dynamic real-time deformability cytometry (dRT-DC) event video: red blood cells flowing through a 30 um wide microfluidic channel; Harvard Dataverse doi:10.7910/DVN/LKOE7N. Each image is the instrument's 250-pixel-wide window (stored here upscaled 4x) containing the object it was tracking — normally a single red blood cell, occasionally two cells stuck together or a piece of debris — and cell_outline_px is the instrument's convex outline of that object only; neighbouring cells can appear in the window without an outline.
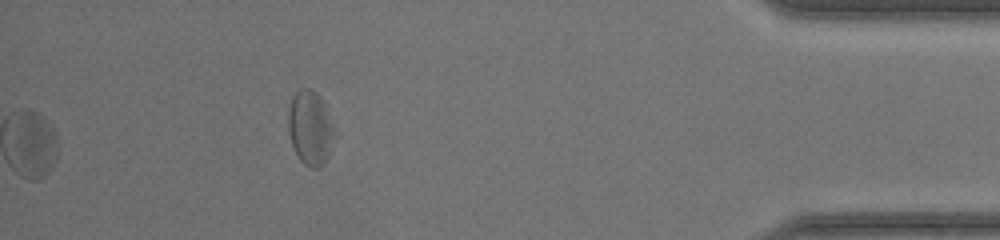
{"species": "common noctule bat (a hibernating species)", "species_latin": "Nyctalus noctula", "temperature_condition": "warm", "stored_images_in_passage": 27, "segment_of_instrument_passage": [2, 2], "camera_frame_rate_fps": 3000, "um_per_image_px": 0.085, "animal": {"sex": "female", "body_mass_g": 17.0, "forearm_length_mm": 48.0}, "frame": {"image": 1, "passage_image": 27, "time_ms": 8.667, "image_size_px": [1000, 240], "cell_outline_px": [[340, 132], [324, 164], [320, 168], [312, 168], [304, 164], [300, 160], [292, 144], [288, 128], [288, 108], [292, 96], [300, 88], [312, 88], [320, 96]], "centroid_in_image_um": [26.45, 10.86], "position_along_channel_um": 408.8, "area_um2": 20.92}}